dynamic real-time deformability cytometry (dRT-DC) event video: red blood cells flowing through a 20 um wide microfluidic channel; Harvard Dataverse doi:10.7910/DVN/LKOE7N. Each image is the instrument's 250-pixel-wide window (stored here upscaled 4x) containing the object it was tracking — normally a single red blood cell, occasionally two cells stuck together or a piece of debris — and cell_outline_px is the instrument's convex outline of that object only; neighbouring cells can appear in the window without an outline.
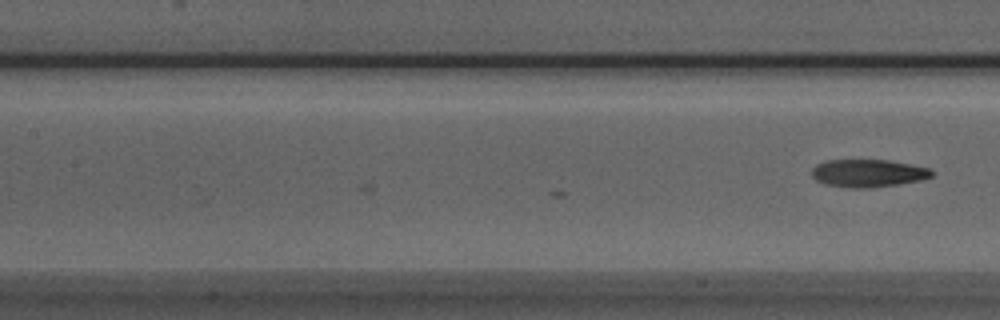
{"species": "Egyptian fruit bat (a non-hibernating species)", "species_latin": "Rousettus aegyptiacus", "temperature_condition": "room temperature", "stored_images_in_passage": 13, "camera_frame_rate_fps": 3000, "um_per_image_px": 0.085, "animal": {"sex": "male"}, "frame": {"image": 1, "passage_image": 13, "time_ms": 4.0, "image_size_px": [1000, 320], "cell_outline_px": [[932, 176], [920, 180], [900, 184], [868, 188], [852, 188], [824, 184], [816, 180], [812, 176], [812, 168], [816, 164], [828, 160], [888, 160], [912, 164], [932, 168]], "centroid_in_image_um": [73.79, 14.72], "position_along_channel_um": 133.6, "area_um2": 19.48}}